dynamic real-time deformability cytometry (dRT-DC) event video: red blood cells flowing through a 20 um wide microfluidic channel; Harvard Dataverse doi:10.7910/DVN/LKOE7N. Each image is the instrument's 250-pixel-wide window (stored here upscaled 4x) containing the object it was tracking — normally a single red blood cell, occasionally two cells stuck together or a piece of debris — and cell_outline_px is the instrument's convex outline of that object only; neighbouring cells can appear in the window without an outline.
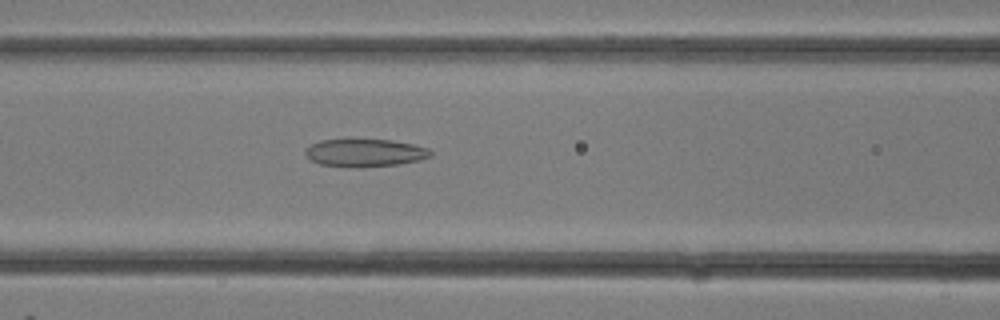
{"species": "common noctule bat (a hibernating species)", "species_latin": "Nyctalus noctula", "temperature_condition": "room temperature", "stored_images_in_passage": 22, "segment_of_instrument_passage": [1, 2], "camera_frame_rate_fps": 3000, "um_per_image_px": 0.085, "animal": {"sex": "female"}, "frame": {"image": 1, "passage_image": 4, "time_ms": 1.0, "image_size_px": [1000, 320], "cell_outline_px": [[432, 156], [420, 160], [400, 164], [348, 168], [320, 164], [308, 160], [304, 152], [312, 144], [320, 140], [348, 136], [392, 140], [412, 144], [428, 148], [432, 152]], "centroid_in_image_um": [30.96, 12.94], "position_along_channel_um": 135.6, "area_um2": 21.33}}
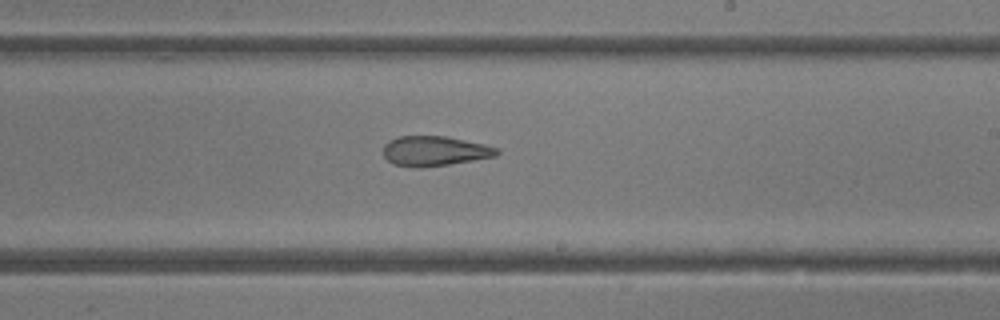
{"frame": {"image": 2, "passage_image": 9, "time_ms": 2.667, "image_size_px": [1000, 320], "cell_outline_px": [[500, 152], [496, 156], [448, 164], [420, 168], [416, 168], [392, 164], [384, 156], [384, 144], [388, 140], [400, 136], [444, 136], [484, 144], [500, 148]], "centroid_in_image_um": [36.93, 12.84], "position_along_channel_um": 252.1, "area_um2": 19.77}}
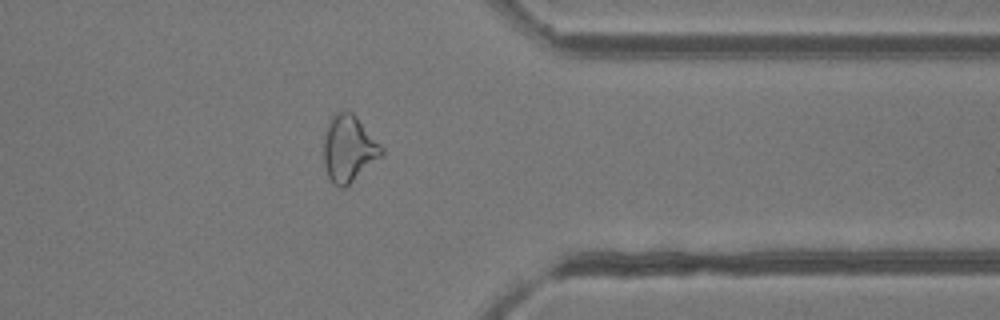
{"frame": {"image": 3, "passage_image": 15, "time_ms": 4.667, "image_size_px": [1000, 320], "cell_outline_px": [[384, 156], [344, 188], [340, 188], [332, 184], [328, 176], [324, 164], [324, 132], [332, 116], [336, 112], [352, 112], [356, 116], [384, 148]], "centroid_in_image_um": [29.66, 12.66], "position_along_channel_um": 381.7, "area_um2": 22.6}}